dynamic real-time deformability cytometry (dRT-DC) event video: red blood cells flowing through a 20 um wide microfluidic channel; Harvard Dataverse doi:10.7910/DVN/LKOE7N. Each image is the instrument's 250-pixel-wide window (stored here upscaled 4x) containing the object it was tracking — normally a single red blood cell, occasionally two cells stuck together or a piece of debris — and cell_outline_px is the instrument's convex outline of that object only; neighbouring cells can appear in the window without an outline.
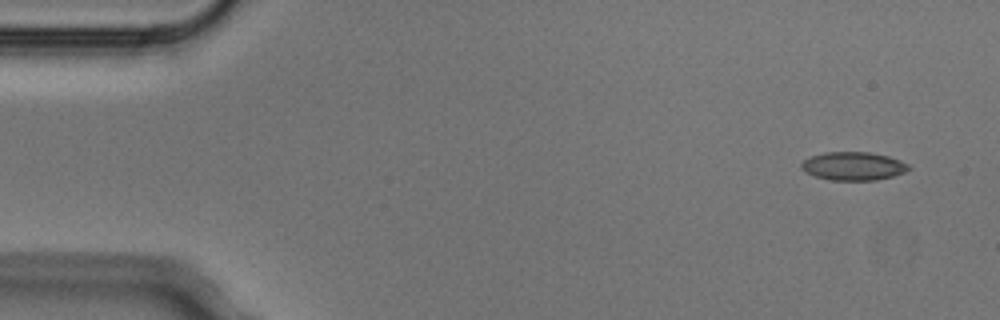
{"species": "Egyptian fruit bat (a non-hibernating species)", "species_latin": "Rousettus aegyptiacus", "temperature_condition": "cold", "stored_images_in_passage": 4, "camera_frame_rate_fps": 3000, "um_per_image_px": 0.085, "animal": {"sex": "male"}, "frame": {"image": 1, "passage_image": 1, "time_ms": 0.0, "image_size_px": [1000, 320], "cell_outline_px": [[912, 168], [904, 172], [892, 176], [876, 180], [832, 180], [816, 176], [804, 172], [800, 168], [800, 164], [804, 160], [812, 156], [824, 152], [868, 152], [888, 156], [900, 160], [908, 164]], "centroid_in_image_um": [72.52, 14.11], "position_along_channel_um": 12.5, "area_um2": 17.69}}